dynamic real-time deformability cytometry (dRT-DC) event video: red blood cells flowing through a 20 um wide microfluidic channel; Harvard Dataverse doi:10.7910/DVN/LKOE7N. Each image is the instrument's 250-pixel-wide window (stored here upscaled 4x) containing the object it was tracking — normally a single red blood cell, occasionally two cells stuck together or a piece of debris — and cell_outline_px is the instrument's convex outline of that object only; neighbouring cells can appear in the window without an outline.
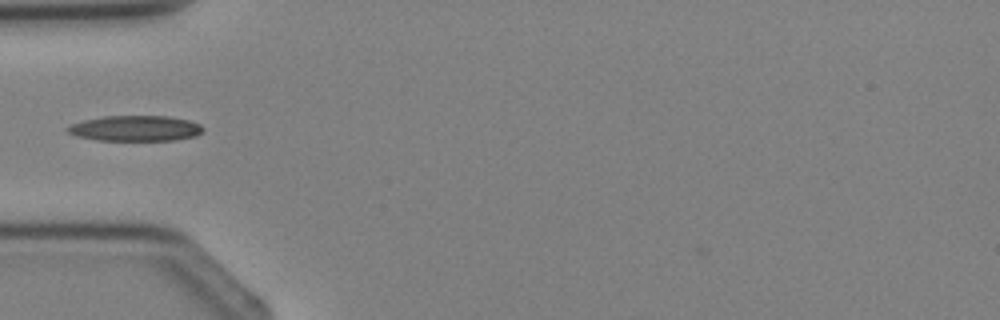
{"species": "Egyptian fruit bat (a non-hibernating species)", "species_latin": "Rousettus aegyptiacus", "temperature_condition": "cold", "stored_images_in_passage": 1, "camera_frame_rate_fps": 3000, "um_per_image_px": 0.085, "animal": {"sex": "female"}, "frame": {"image": 1, "passage_image": 1, "time_ms": 0.0, "image_size_px": [1000, 320], "cell_outline_px": [[204, 132], [196, 136], [176, 140], [96, 140], [76, 136], [64, 132], [64, 128], [72, 124], [84, 120], [100, 116], [168, 116], [188, 120], [200, 124], [204, 128]], "centroid_in_image_um": [11.48, 10.91], "position_along_channel_um": 73.5, "area_um2": 20.4}}